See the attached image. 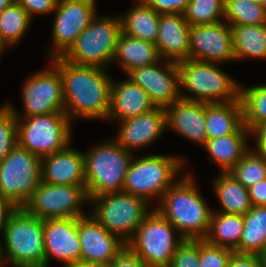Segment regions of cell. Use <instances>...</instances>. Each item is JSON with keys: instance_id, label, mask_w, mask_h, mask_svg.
Here are the masks:
<instances>
[{"instance_id": "1", "label": "cell", "mask_w": 266, "mask_h": 267, "mask_svg": "<svg viewBox=\"0 0 266 267\" xmlns=\"http://www.w3.org/2000/svg\"><path fill=\"white\" fill-rule=\"evenodd\" d=\"M50 61L62 79L65 113L69 119H107L112 78L106 69L76 65L62 56Z\"/></svg>"}, {"instance_id": "2", "label": "cell", "mask_w": 266, "mask_h": 267, "mask_svg": "<svg viewBox=\"0 0 266 267\" xmlns=\"http://www.w3.org/2000/svg\"><path fill=\"white\" fill-rule=\"evenodd\" d=\"M166 190L154 208L185 240L205 239L213 210L203 199L193 176L187 173Z\"/></svg>"}, {"instance_id": "3", "label": "cell", "mask_w": 266, "mask_h": 267, "mask_svg": "<svg viewBox=\"0 0 266 267\" xmlns=\"http://www.w3.org/2000/svg\"><path fill=\"white\" fill-rule=\"evenodd\" d=\"M180 97L208 104L237 101L240 85L223 72L217 63L184 60L178 62ZM184 88L191 95L183 94ZM195 96V97H194Z\"/></svg>"}, {"instance_id": "4", "label": "cell", "mask_w": 266, "mask_h": 267, "mask_svg": "<svg viewBox=\"0 0 266 267\" xmlns=\"http://www.w3.org/2000/svg\"><path fill=\"white\" fill-rule=\"evenodd\" d=\"M87 152V153H86ZM84 153L88 198L110 192H122L134 155L115 140L105 141Z\"/></svg>"}, {"instance_id": "5", "label": "cell", "mask_w": 266, "mask_h": 267, "mask_svg": "<svg viewBox=\"0 0 266 267\" xmlns=\"http://www.w3.org/2000/svg\"><path fill=\"white\" fill-rule=\"evenodd\" d=\"M2 234L5 261L11 266L44 267L43 220L18 207Z\"/></svg>"}, {"instance_id": "6", "label": "cell", "mask_w": 266, "mask_h": 267, "mask_svg": "<svg viewBox=\"0 0 266 267\" xmlns=\"http://www.w3.org/2000/svg\"><path fill=\"white\" fill-rule=\"evenodd\" d=\"M184 162L183 157L161 154L133 158L122 191L141 197L149 204L153 198L158 197L160 201L166 190L176 182Z\"/></svg>"}, {"instance_id": "7", "label": "cell", "mask_w": 266, "mask_h": 267, "mask_svg": "<svg viewBox=\"0 0 266 267\" xmlns=\"http://www.w3.org/2000/svg\"><path fill=\"white\" fill-rule=\"evenodd\" d=\"M155 208L143 219L126 247L138 255L146 267H168L185 239Z\"/></svg>"}, {"instance_id": "8", "label": "cell", "mask_w": 266, "mask_h": 267, "mask_svg": "<svg viewBox=\"0 0 266 267\" xmlns=\"http://www.w3.org/2000/svg\"><path fill=\"white\" fill-rule=\"evenodd\" d=\"M121 33L120 16L96 15L62 57L76 65L106 69L112 63Z\"/></svg>"}, {"instance_id": "9", "label": "cell", "mask_w": 266, "mask_h": 267, "mask_svg": "<svg viewBox=\"0 0 266 267\" xmlns=\"http://www.w3.org/2000/svg\"><path fill=\"white\" fill-rule=\"evenodd\" d=\"M89 201L95 205L90 214L125 243L153 209L145 199L123 191L101 194Z\"/></svg>"}, {"instance_id": "10", "label": "cell", "mask_w": 266, "mask_h": 267, "mask_svg": "<svg viewBox=\"0 0 266 267\" xmlns=\"http://www.w3.org/2000/svg\"><path fill=\"white\" fill-rule=\"evenodd\" d=\"M17 144L32 154L44 157L70 145L72 121L65 112L16 117Z\"/></svg>"}, {"instance_id": "11", "label": "cell", "mask_w": 266, "mask_h": 267, "mask_svg": "<svg viewBox=\"0 0 266 267\" xmlns=\"http://www.w3.org/2000/svg\"><path fill=\"white\" fill-rule=\"evenodd\" d=\"M41 181V157L18 144L0 162V197L22 207Z\"/></svg>"}, {"instance_id": "12", "label": "cell", "mask_w": 266, "mask_h": 267, "mask_svg": "<svg viewBox=\"0 0 266 267\" xmlns=\"http://www.w3.org/2000/svg\"><path fill=\"white\" fill-rule=\"evenodd\" d=\"M87 201L86 186L54 185L40 181L22 208L41 220L79 218L87 215L81 209Z\"/></svg>"}, {"instance_id": "13", "label": "cell", "mask_w": 266, "mask_h": 267, "mask_svg": "<svg viewBox=\"0 0 266 267\" xmlns=\"http://www.w3.org/2000/svg\"><path fill=\"white\" fill-rule=\"evenodd\" d=\"M21 91L24 114H19L15 107L9 102L6 103L16 117L65 112L62 79L53 65L27 77Z\"/></svg>"}, {"instance_id": "14", "label": "cell", "mask_w": 266, "mask_h": 267, "mask_svg": "<svg viewBox=\"0 0 266 267\" xmlns=\"http://www.w3.org/2000/svg\"><path fill=\"white\" fill-rule=\"evenodd\" d=\"M96 0H58L53 22L50 59L63 56L96 14Z\"/></svg>"}, {"instance_id": "15", "label": "cell", "mask_w": 266, "mask_h": 267, "mask_svg": "<svg viewBox=\"0 0 266 267\" xmlns=\"http://www.w3.org/2000/svg\"><path fill=\"white\" fill-rule=\"evenodd\" d=\"M160 64L163 68L159 67ZM127 76L146 91L156 107L166 108L181 98L177 62L160 59L154 64L131 70Z\"/></svg>"}, {"instance_id": "16", "label": "cell", "mask_w": 266, "mask_h": 267, "mask_svg": "<svg viewBox=\"0 0 266 267\" xmlns=\"http://www.w3.org/2000/svg\"><path fill=\"white\" fill-rule=\"evenodd\" d=\"M189 60L217 64L236 61L231 26L224 21L191 26Z\"/></svg>"}, {"instance_id": "17", "label": "cell", "mask_w": 266, "mask_h": 267, "mask_svg": "<svg viewBox=\"0 0 266 267\" xmlns=\"http://www.w3.org/2000/svg\"><path fill=\"white\" fill-rule=\"evenodd\" d=\"M44 267L52 258L71 267L81 262V244L78 234V218H57L43 220Z\"/></svg>"}, {"instance_id": "18", "label": "cell", "mask_w": 266, "mask_h": 267, "mask_svg": "<svg viewBox=\"0 0 266 267\" xmlns=\"http://www.w3.org/2000/svg\"><path fill=\"white\" fill-rule=\"evenodd\" d=\"M81 261L112 262L126 243L110 233L91 214L78 218Z\"/></svg>"}, {"instance_id": "19", "label": "cell", "mask_w": 266, "mask_h": 267, "mask_svg": "<svg viewBox=\"0 0 266 267\" xmlns=\"http://www.w3.org/2000/svg\"><path fill=\"white\" fill-rule=\"evenodd\" d=\"M114 140L125 150L144 148L156 141L167 129L165 108L156 107L149 112L120 121Z\"/></svg>"}, {"instance_id": "20", "label": "cell", "mask_w": 266, "mask_h": 267, "mask_svg": "<svg viewBox=\"0 0 266 267\" xmlns=\"http://www.w3.org/2000/svg\"><path fill=\"white\" fill-rule=\"evenodd\" d=\"M41 181L54 185L86 186L84 152L70 145L41 158Z\"/></svg>"}, {"instance_id": "21", "label": "cell", "mask_w": 266, "mask_h": 267, "mask_svg": "<svg viewBox=\"0 0 266 267\" xmlns=\"http://www.w3.org/2000/svg\"><path fill=\"white\" fill-rule=\"evenodd\" d=\"M167 128L176 131L186 139L205 145L206 103L178 99L165 108Z\"/></svg>"}, {"instance_id": "22", "label": "cell", "mask_w": 266, "mask_h": 267, "mask_svg": "<svg viewBox=\"0 0 266 267\" xmlns=\"http://www.w3.org/2000/svg\"><path fill=\"white\" fill-rule=\"evenodd\" d=\"M190 27L184 14H160L155 45L161 59L177 63L189 59Z\"/></svg>"}, {"instance_id": "23", "label": "cell", "mask_w": 266, "mask_h": 267, "mask_svg": "<svg viewBox=\"0 0 266 267\" xmlns=\"http://www.w3.org/2000/svg\"><path fill=\"white\" fill-rule=\"evenodd\" d=\"M156 108L149 95L129 78L116 82L112 79L110 108L107 120L124 121Z\"/></svg>"}, {"instance_id": "24", "label": "cell", "mask_w": 266, "mask_h": 267, "mask_svg": "<svg viewBox=\"0 0 266 267\" xmlns=\"http://www.w3.org/2000/svg\"><path fill=\"white\" fill-rule=\"evenodd\" d=\"M251 136L244 124L233 134L207 140L203 146L209 153V162L217 163L221 172H229L250 150L247 140ZM214 162H211V161Z\"/></svg>"}, {"instance_id": "25", "label": "cell", "mask_w": 266, "mask_h": 267, "mask_svg": "<svg viewBox=\"0 0 266 267\" xmlns=\"http://www.w3.org/2000/svg\"><path fill=\"white\" fill-rule=\"evenodd\" d=\"M160 59L161 57L154 43L121 33L112 63L117 62L127 75L135 68L154 64Z\"/></svg>"}, {"instance_id": "26", "label": "cell", "mask_w": 266, "mask_h": 267, "mask_svg": "<svg viewBox=\"0 0 266 267\" xmlns=\"http://www.w3.org/2000/svg\"><path fill=\"white\" fill-rule=\"evenodd\" d=\"M243 124L240 98L227 103H206L207 140L231 135Z\"/></svg>"}, {"instance_id": "27", "label": "cell", "mask_w": 266, "mask_h": 267, "mask_svg": "<svg viewBox=\"0 0 266 267\" xmlns=\"http://www.w3.org/2000/svg\"><path fill=\"white\" fill-rule=\"evenodd\" d=\"M135 1L137 3L125 15H119L122 33L155 44L158 36L160 14L143 0Z\"/></svg>"}, {"instance_id": "28", "label": "cell", "mask_w": 266, "mask_h": 267, "mask_svg": "<svg viewBox=\"0 0 266 267\" xmlns=\"http://www.w3.org/2000/svg\"><path fill=\"white\" fill-rule=\"evenodd\" d=\"M214 190L221 213L245 215L252 208L248 189L230 172H221L214 180Z\"/></svg>"}, {"instance_id": "29", "label": "cell", "mask_w": 266, "mask_h": 267, "mask_svg": "<svg viewBox=\"0 0 266 267\" xmlns=\"http://www.w3.org/2000/svg\"><path fill=\"white\" fill-rule=\"evenodd\" d=\"M244 228L243 215L213 211L205 240L239 254V241Z\"/></svg>"}, {"instance_id": "30", "label": "cell", "mask_w": 266, "mask_h": 267, "mask_svg": "<svg viewBox=\"0 0 266 267\" xmlns=\"http://www.w3.org/2000/svg\"><path fill=\"white\" fill-rule=\"evenodd\" d=\"M243 220L239 254L263 256L266 253V206H252Z\"/></svg>"}, {"instance_id": "31", "label": "cell", "mask_w": 266, "mask_h": 267, "mask_svg": "<svg viewBox=\"0 0 266 267\" xmlns=\"http://www.w3.org/2000/svg\"><path fill=\"white\" fill-rule=\"evenodd\" d=\"M235 60L266 59V24L231 27Z\"/></svg>"}, {"instance_id": "32", "label": "cell", "mask_w": 266, "mask_h": 267, "mask_svg": "<svg viewBox=\"0 0 266 267\" xmlns=\"http://www.w3.org/2000/svg\"><path fill=\"white\" fill-rule=\"evenodd\" d=\"M32 21L26 10L15 1L0 13V41L6 48L20 42Z\"/></svg>"}, {"instance_id": "33", "label": "cell", "mask_w": 266, "mask_h": 267, "mask_svg": "<svg viewBox=\"0 0 266 267\" xmlns=\"http://www.w3.org/2000/svg\"><path fill=\"white\" fill-rule=\"evenodd\" d=\"M244 126L251 131L254 127L266 121V84L248 87L240 85L239 95Z\"/></svg>"}, {"instance_id": "34", "label": "cell", "mask_w": 266, "mask_h": 267, "mask_svg": "<svg viewBox=\"0 0 266 267\" xmlns=\"http://www.w3.org/2000/svg\"><path fill=\"white\" fill-rule=\"evenodd\" d=\"M224 19L231 27L264 25L266 24V7L251 0H225Z\"/></svg>"}, {"instance_id": "35", "label": "cell", "mask_w": 266, "mask_h": 267, "mask_svg": "<svg viewBox=\"0 0 266 267\" xmlns=\"http://www.w3.org/2000/svg\"><path fill=\"white\" fill-rule=\"evenodd\" d=\"M229 172L248 189L266 179V156L250 148Z\"/></svg>"}, {"instance_id": "36", "label": "cell", "mask_w": 266, "mask_h": 267, "mask_svg": "<svg viewBox=\"0 0 266 267\" xmlns=\"http://www.w3.org/2000/svg\"><path fill=\"white\" fill-rule=\"evenodd\" d=\"M225 0H190L185 20L190 26L220 23L224 19Z\"/></svg>"}, {"instance_id": "37", "label": "cell", "mask_w": 266, "mask_h": 267, "mask_svg": "<svg viewBox=\"0 0 266 267\" xmlns=\"http://www.w3.org/2000/svg\"><path fill=\"white\" fill-rule=\"evenodd\" d=\"M17 145V120L5 104L0 108V162Z\"/></svg>"}, {"instance_id": "38", "label": "cell", "mask_w": 266, "mask_h": 267, "mask_svg": "<svg viewBox=\"0 0 266 267\" xmlns=\"http://www.w3.org/2000/svg\"><path fill=\"white\" fill-rule=\"evenodd\" d=\"M234 251L200 240V267H228Z\"/></svg>"}, {"instance_id": "39", "label": "cell", "mask_w": 266, "mask_h": 267, "mask_svg": "<svg viewBox=\"0 0 266 267\" xmlns=\"http://www.w3.org/2000/svg\"><path fill=\"white\" fill-rule=\"evenodd\" d=\"M200 240H185L168 267H200Z\"/></svg>"}, {"instance_id": "40", "label": "cell", "mask_w": 266, "mask_h": 267, "mask_svg": "<svg viewBox=\"0 0 266 267\" xmlns=\"http://www.w3.org/2000/svg\"><path fill=\"white\" fill-rule=\"evenodd\" d=\"M159 14H184L190 0H143Z\"/></svg>"}, {"instance_id": "41", "label": "cell", "mask_w": 266, "mask_h": 267, "mask_svg": "<svg viewBox=\"0 0 266 267\" xmlns=\"http://www.w3.org/2000/svg\"><path fill=\"white\" fill-rule=\"evenodd\" d=\"M33 19L36 14H48L56 8L58 0H16Z\"/></svg>"}, {"instance_id": "42", "label": "cell", "mask_w": 266, "mask_h": 267, "mask_svg": "<svg viewBox=\"0 0 266 267\" xmlns=\"http://www.w3.org/2000/svg\"><path fill=\"white\" fill-rule=\"evenodd\" d=\"M111 267H146L144 261L125 247L111 262Z\"/></svg>"}, {"instance_id": "43", "label": "cell", "mask_w": 266, "mask_h": 267, "mask_svg": "<svg viewBox=\"0 0 266 267\" xmlns=\"http://www.w3.org/2000/svg\"><path fill=\"white\" fill-rule=\"evenodd\" d=\"M228 267H265L263 257L260 255L233 253Z\"/></svg>"}, {"instance_id": "44", "label": "cell", "mask_w": 266, "mask_h": 267, "mask_svg": "<svg viewBox=\"0 0 266 267\" xmlns=\"http://www.w3.org/2000/svg\"><path fill=\"white\" fill-rule=\"evenodd\" d=\"M252 206H266V179L248 188Z\"/></svg>"}, {"instance_id": "45", "label": "cell", "mask_w": 266, "mask_h": 267, "mask_svg": "<svg viewBox=\"0 0 266 267\" xmlns=\"http://www.w3.org/2000/svg\"><path fill=\"white\" fill-rule=\"evenodd\" d=\"M250 133L256 139V149L253 148V150L266 156V121L254 127Z\"/></svg>"}, {"instance_id": "46", "label": "cell", "mask_w": 266, "mask_h": 267, "mask_svg": "<svg viewBox=\"0 0 266 267\" xmlns=\"http://www.w3.org/2000/svg\"><path fill=\"white\" fill-rule=\"evenodd\" d=\"M17 208L12 201L0 197V231L4 232L11 215Z\"/></svg>"}, {"instance_id": "47", "label": "cell", "mask_w": 266, "mask_h": 267, "mask_svg": "<svg viewBox=\"0 0 266 267\" xmlns=\"http://www.w3.org/2000/svg\"><path fill=\"white\" fill-rule=\"evenodd\" d=\"M71 267H111V262H79Z\"/></svg>"}, {"instance_id": "48", "label": "cell", "mask_w": 266, "mask_h": 267, "mask_svg": "<svg viewBox=\"0 0 266 267\" xmlns=\"http://www.w3.org/2000/svg\"><path fill=\"white\" fill-rule=\"evenodd\" d=\"M16 0H0V13L8 6L12 5Z\"/></svg>"}, {"instance_id": "49", "label": "cell", "mask_w": 266, "mask_h": 267, "mask_svg": "<svg viewBox=\"0 0 266 267\" xmlns=\"http://www.w3.org/2000/svg\"><path fill=\"white\" fill-rule=\"evenodd\" d=\"M5 263V257H4V252H3V244L0 240V267L3 266V264Z\"/></svg>"}, {"instance_id": "50", "label": "cell", "mask_w": 266, "mask_h": 267, "mask_svg": "<svg viewBox=\"0 0 266 267\" xmlns=\"http://www.w3.org/2000/svg\"><path fill=\"white\" fill-rule=\"evenodd\" d=\"M251 1L266 7V0H251Z\"/></svg>"}, {"instance_id": "51", "label": "cell", "mask_w": 266, "mask_h": 267, "mask_svg": "<svg viewBox=\"0 0 266 267\" xmlns=\"http://www.w3.org/2000/svg\"><path fill=\"white\" fill-rule=\"evenodd\" d=\"M6 49V47L4 46V44L0 41V54H2V52H4V50ZM1 58V57H0Z\"/></svg>"}, {"instance_id": "52", "label": "cell", "mask_w": 266, "mask_h": 267, "mask_svg": "<svg viewBox=\"0 0 266 267\" xmlns=\"http://www.w3.org/2000/svg\"><path fill=\"white\" fill-rule=\"evenodd\" d=\"M266 267V253L262 256Z\"/></svg>"}]
</instances>
